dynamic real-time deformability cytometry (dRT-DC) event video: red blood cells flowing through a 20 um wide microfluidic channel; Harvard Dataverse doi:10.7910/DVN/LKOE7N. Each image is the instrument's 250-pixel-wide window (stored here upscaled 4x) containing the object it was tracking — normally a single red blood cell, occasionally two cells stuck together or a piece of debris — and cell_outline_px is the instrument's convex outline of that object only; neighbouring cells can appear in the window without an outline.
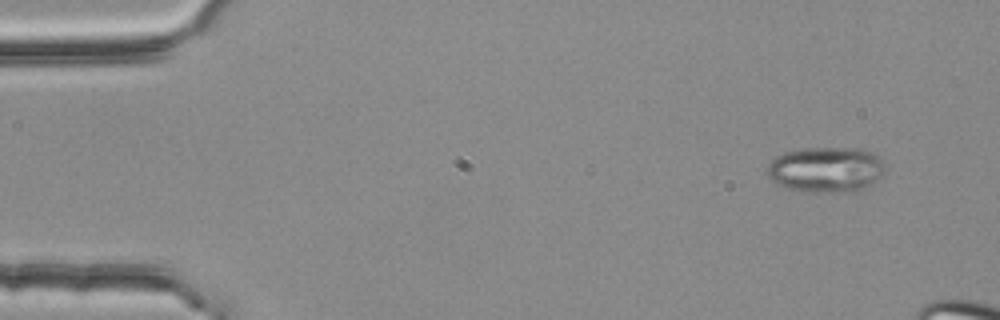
{"species": "common noctule bat (a hibernating species)", "species_latin": "Nyctalus noctula", "temperature_condition": "room temperature", "stored_images_in_passage": 3, "camera_frame_rate_fps": 3000, "um_per_image_px": 0.085, "animal": {"sex": "female", "body_mass_g": 25.1}, "frame": {"image": 1, "passage_image": 1, "time_ms": 0.0, "image_size_px": [1000, 320], "cell_outline_px": [[884, 176], [856, 192], [804, 192], [784, 188], [776, 184], [768, 176], [768, 164], [776, 156], [784, 152], [800, 148], [864, 148], [872, 152], [884, 164]], "centroid_in_image_um": [70.2, 14.42], "position_along_channel_um": 14.8, "area_um2": 31.67}}